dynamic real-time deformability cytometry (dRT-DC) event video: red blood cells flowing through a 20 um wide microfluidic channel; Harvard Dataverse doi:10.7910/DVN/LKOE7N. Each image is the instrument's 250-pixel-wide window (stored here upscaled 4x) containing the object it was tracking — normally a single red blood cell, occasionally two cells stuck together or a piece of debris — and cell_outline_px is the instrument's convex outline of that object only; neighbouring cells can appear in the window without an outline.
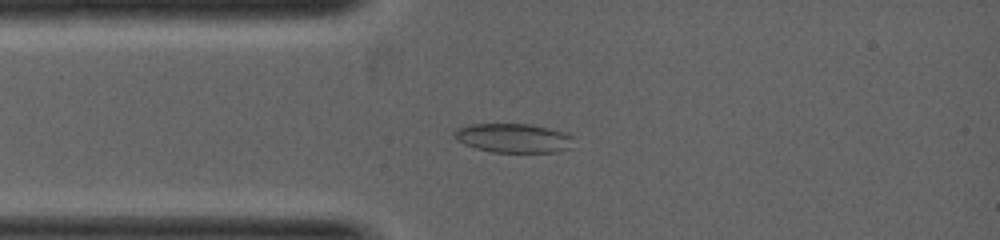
{"species": "common noctule bat (a hibernating species)", "species_latin": "Nyctalus noctula", "temperature_condition": "warm", "stored_images_in_passage": 10, "camera_frame_rate_fps": 5000, "um_per_image_px": 0.085, "animal": {"sex": "female", "body_mass_g": 19.0, "forearm_length_mm": 53.3}, "frame": {"image": 1, "passage_image": 5, "time_ms": 1.2, "image_size_px": [1000, 240], "cell_outline_px": [[572, 136], [564, 148], [552, 152], [492, 152], [476, 148], [464, 144], [452, 132], [456, 128], [472, 124], [532, 124], [568, 132]], "centroid_in_image_um": [43.58, 11.71], "position_along_channel_um": 41.4, "area_um2": 19.83}}
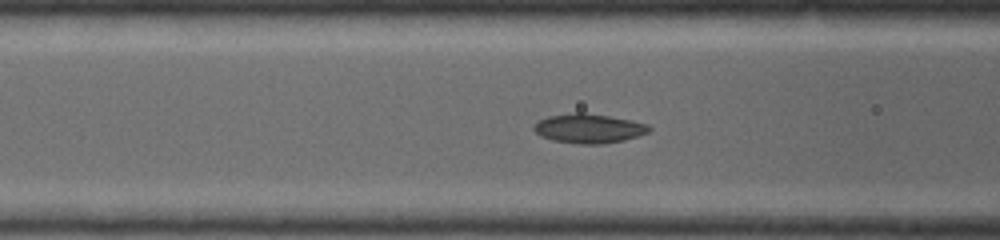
{"frame": {"image": 2, "passage_image": 9, "time_ms": 2.2, "image_size_px": [1000, 240], "cell_outline_px": [[652, 128], [648, 132], [636, 136], [620, 140], [600, 144], [584, 144], [552, 140], [540, 136], [532, 128], [540, 120], [548, 116], [576, 112], [584, 112], [632, 120], [648, 124]], "centroid_in_image_um": [50.04, 10.9], "position_along_channel_um": 116.6, "area_um2": 19.42}}